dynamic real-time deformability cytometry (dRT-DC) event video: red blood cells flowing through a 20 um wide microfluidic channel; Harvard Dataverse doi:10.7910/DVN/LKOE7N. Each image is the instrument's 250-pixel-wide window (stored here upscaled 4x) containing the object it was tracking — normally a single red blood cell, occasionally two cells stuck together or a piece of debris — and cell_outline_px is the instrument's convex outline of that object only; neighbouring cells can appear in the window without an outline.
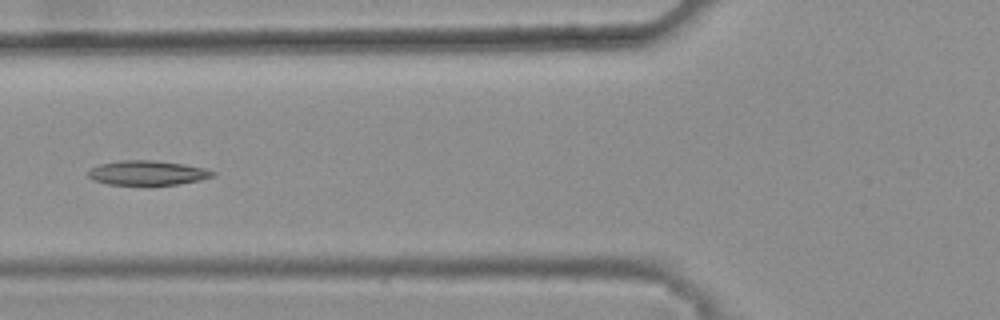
{"species": "common noctule bat (a hibernating species)", "species_latin": "Nyctalus noctula", "temperature_condition": "warm", "stored_images_in_passage": 6, "camera_frame_rate_fps": 3000, "um_per_image_px": 0.085, "animal": {"sex": "female", "body_mass_g": 25.1}, "frame": {"image": 1, "passage_image": 5, "time_ms": 1.333, "image_size_px": [1000, 320], "cell_outline_px": [[216, 172], [212, 176], [200, 180], [176, 184], [108, 184], [92, 180], [88, 176], [88, 172], [92, 168], [100, 164], [120, 160], [156, 160], [184, 164], [204, 168]], "centroid_in_image_um": [12.52, 14.68], "position_along_channel_um": 113.3, "area_um2": 17.57}}
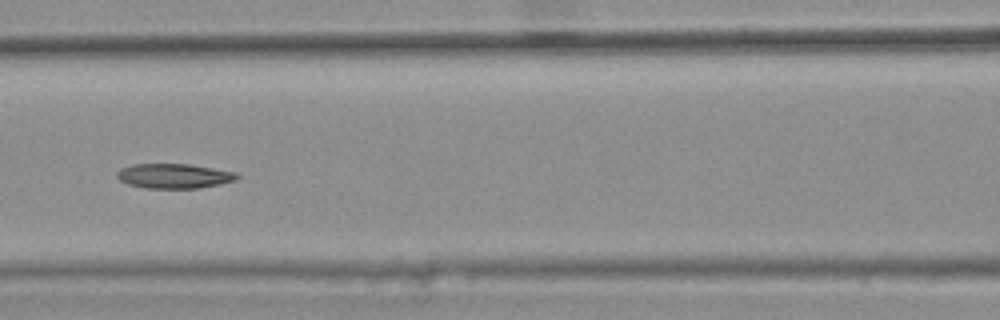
{"frame": {"image": 2, "passage_image": 6, "time_ms": 1.667, "image_size_px": [1000, 320], "cell_outline_px": [[240, 176], [236, 180], [220, 184], [196, 188], [144, 188], [128, 184], [120, 180], [116, 176], [116, 172], [120, 168], [132, 164], [188, 164], [236, 172]], "centroid_in_image_um": [14.77, 14.95], "position_along_channel_um": 151.8, "area_um2": 17.28}}